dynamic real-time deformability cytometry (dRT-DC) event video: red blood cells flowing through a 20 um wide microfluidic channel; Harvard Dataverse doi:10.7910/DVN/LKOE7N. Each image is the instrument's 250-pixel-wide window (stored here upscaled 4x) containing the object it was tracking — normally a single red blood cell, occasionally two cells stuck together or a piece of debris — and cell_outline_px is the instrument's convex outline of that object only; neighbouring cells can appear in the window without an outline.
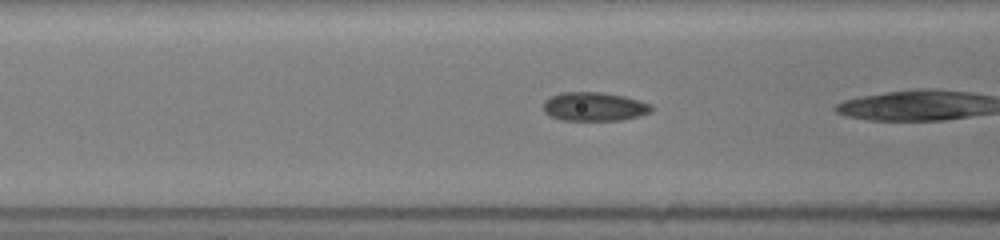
{"species": "common noctule bat (a hibernating species)", "species_latin": "Nyctalus noctula", "temperature_condition": "room temperature", "stored_images_in_passage": 18, "camera_frame_rate_fps": 3000, "um_per_image_px": 0.085, "animal": {"sex": "female", "body_mass_g": 19.5, "forearm_length_mm": 54.1}, "frame": {"image": 1, "passage_image": 17, "time_ms": 6.0, "image_size_px": [1000, 240], "cell_outline_px": [[652, 112], [640, 116], [620, 120], [560, 120], [548, 116], [544, 112], [544, 100], [560, 92], [604, 92], [624, 96], [640, 100], [652, 104]], "centroid_in_image_um": [50.52, 9.06], "position_along_channel_um": 116.1, "area_um2": 18.38}}